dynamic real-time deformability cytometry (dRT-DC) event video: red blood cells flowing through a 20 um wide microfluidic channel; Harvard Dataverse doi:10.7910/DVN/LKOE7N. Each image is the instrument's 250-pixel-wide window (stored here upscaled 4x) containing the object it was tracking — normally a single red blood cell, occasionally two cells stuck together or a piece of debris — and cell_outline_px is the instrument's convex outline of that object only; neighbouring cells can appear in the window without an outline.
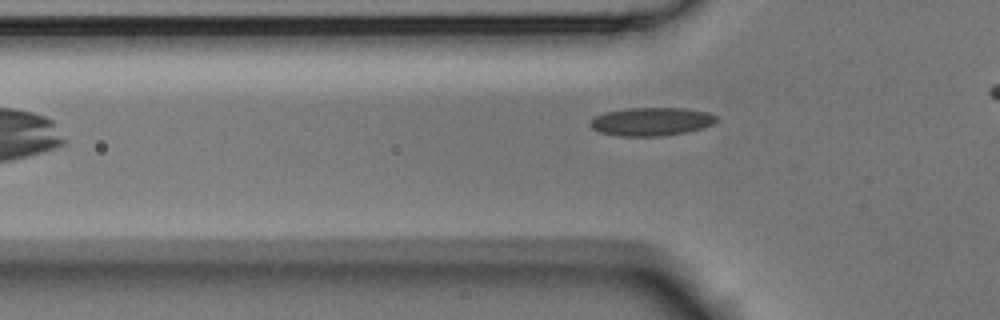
{"species": "Egyptian fruit bat (a non-hibernating species)", "species_latin": "Rousettus aegyptiacus", "temperature_condition": "room temperature", "stored_images_in_passage": 2, "camera_frame_rate_fps": 3000, "um_per_image_px": 0.085, "animal": {"sex": "male"}, "frame": {"image": 1, "passage_image": 2, "time_ms": 0.333, "image_size_px": [1000, 320], "cell_outline_px": [[716, 120], [712, 124], [704, 128], [684, 132], [660, 136], [620, 136], [600, 132], [592, 128], [588, 124], [596, 116], [604, 112], [624, 108], [684, 108], [708, 112], [716, 116]], "centroid_in_image_um": [55.35, 10.33], "position_along_channel_um": 70.5, "area_um2": 20.75}}